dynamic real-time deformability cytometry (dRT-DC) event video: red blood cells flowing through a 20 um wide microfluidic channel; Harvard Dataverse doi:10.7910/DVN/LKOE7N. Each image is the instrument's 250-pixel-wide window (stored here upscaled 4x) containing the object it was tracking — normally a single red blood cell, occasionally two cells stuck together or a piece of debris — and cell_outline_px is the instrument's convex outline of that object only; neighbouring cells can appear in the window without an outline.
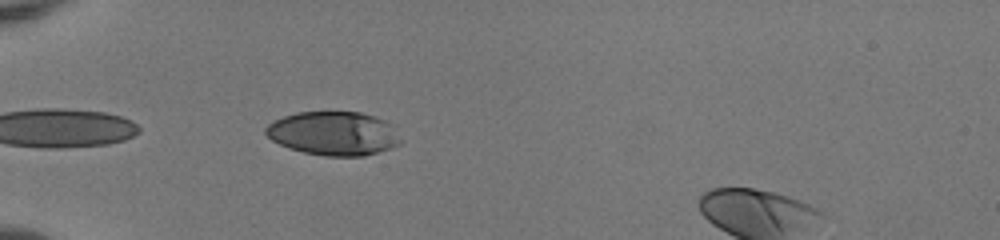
{"species": "human", "species_latin": "Homo sapiens", "temperature_condition": "room temperature", "stored_images_in_passage": 25, "camera_frame_rate_fps": 3000, "um_per_image_px": 0.085, "donor": {"sex": "female"}, "frame": {"image": 1, "passage_image": 2, "time_ms": 0.333, "image_size_px": [1000, 240], "cell_outline_px": [[404, 140], [400, 144], [392, 148], [364, 156], [324, 156], [304, 152], [280, 144], [272, 140], [264, 132], [264, 128], [268, 124], [284, 116], [296, 112], [360, 112], [396, 124]], "centroid_in_image_um": [28.45, 11.34], "position_along_channel_um": 56.6, "area_um2": 34.85}}
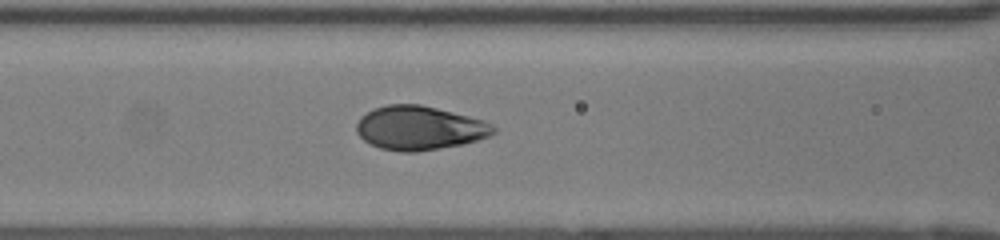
{"frame": {"image": 2, "passage_image": 9, "time_ms": 2.667, "image_size_px": [1000, 240], "cell_outline_px": [[496, 132], [488, 136], [464, 144], [416, 152], [400, 152], [380, 148], [364, 140], [356, 132], [356, 124], [360, 116], [372, 108], [388, 104], [420, 104], [484, 120], [496, 128]], "centroid_in_image_um": [35.62, 10.87], "position_along_channel_um": 131.0, "area_um2": 35.08}}
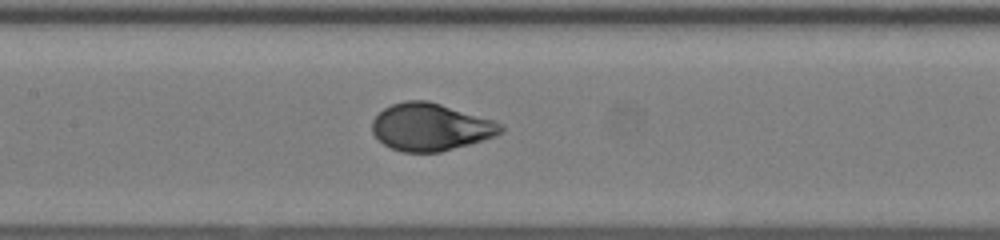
{"frame": {"image": 3, "passage_image": 12, "time_ms": 3.667, "image_size_px": [1000, 240], "cell_outline_px": [[504, 132], [496, 136], [484, 140], [440, 152], [400, 152], [384, 144], [372, 132], [372, 120], [384, 108], [392, 104], [404, 100], [428, 100], [492, 120], [504, 124]], "centroid_in_image_um": [36.61, 10.8], "position_along_channel_um": 170.8, "area_um2": 35.49}}